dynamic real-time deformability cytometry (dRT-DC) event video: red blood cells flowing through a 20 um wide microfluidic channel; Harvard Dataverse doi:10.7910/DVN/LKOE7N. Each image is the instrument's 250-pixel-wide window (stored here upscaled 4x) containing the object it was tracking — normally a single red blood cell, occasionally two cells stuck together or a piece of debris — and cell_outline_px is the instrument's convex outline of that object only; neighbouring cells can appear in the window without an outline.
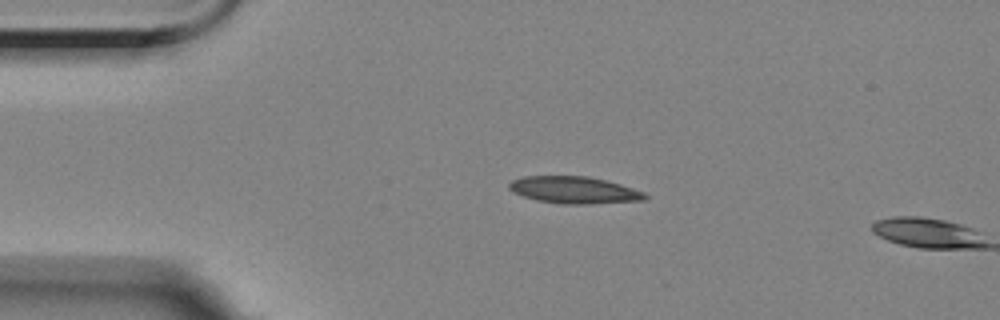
{"species": "Egyptian fruit bat (a non-hibernating species)", "species_latin": "Rousettus aegyptiacus", "temperature_condition": "room temperature", "stored_images_in_passage": 3, "camera_frame_rate_fps": 3000, "um_per_image_px": 0.085, "animal": {"sex": "female"}, "frame": {"image": 1, "passage_image": 2, "time_ms": 1.0, "image_size_px": [1000, 320], "cell_outline_px": [[648, 196], [644, 200], [592, 204], [560, 204], [536, 200], [512, 192], [508, 188], [508, 184], [512, 180], [524, 176], [588, 176], [620, 184], [644, 192]], "centroid_in_image_um": [48.78, 16.16], "position_along_channel_um": 36.2, "area_um2": 21.39}}